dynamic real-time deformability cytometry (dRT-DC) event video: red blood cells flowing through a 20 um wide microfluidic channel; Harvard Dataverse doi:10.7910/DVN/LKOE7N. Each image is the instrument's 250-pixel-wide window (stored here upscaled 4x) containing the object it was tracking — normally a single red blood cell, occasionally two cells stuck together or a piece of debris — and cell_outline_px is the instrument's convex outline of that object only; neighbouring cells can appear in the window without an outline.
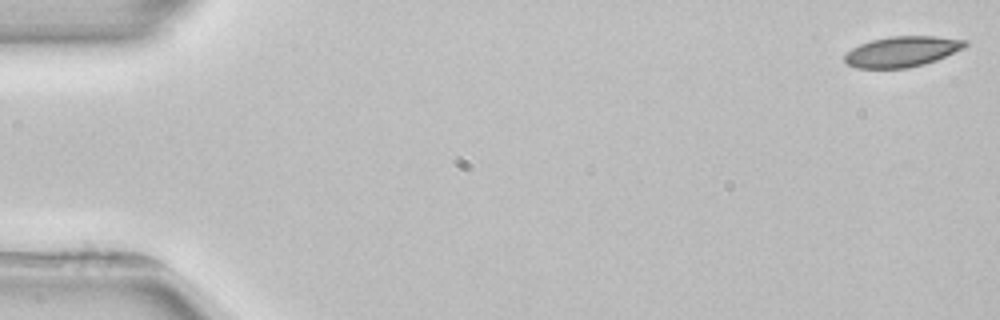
{"species": "common noctule bat (a hibernating species)", "species_latin": "Nyctalus noctula", "temperature_condition": "room temperature", "stored_images_in_passage": 4, "camera_frame_rate_fps": 3000, "um_per_image_px": 0.085, "animal": {"sex": "female", "body_mass_g": 22.7, "forearm_length_mm": 54.2}, "frame": {"image": 1, "passage_image": 1, "time_ms": 0.0, "image_size_px": [1000, 320], "cell_outline_px": [[968, 44], [964, 48], [936, 60], [924, 64], [908, 68], [856, 68], [848, 64], [844, 60], [844, 56], [852, 48], [860, 44], [872, 40], [892, 36], [936, 36], [968, 40]], "centroid_in_image_um": [76.7, 4.38], "position_along_channel_um": 8.3, "area_um2": 21.39}}
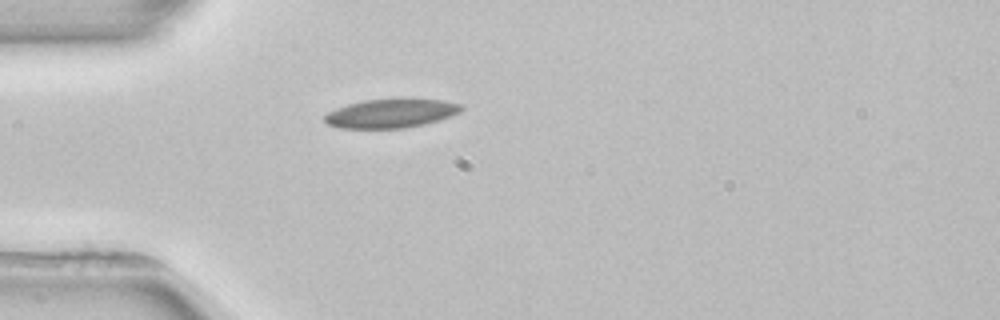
{"frame": {"image": 2, "passage_image": 4, "time_ms": 4.667, "image_size_px": [1000, 320], "cell_outline_px": [[464, 108], [460, 112], [452, 116], [424, 124], [404, 128], [336, 128], [328, 124], [324, 120], [324, 116], [328, 112], [336, 108], [348, 104], [364, 100], [400, 96], [444, 100], [460, 104]], "centroid_in_image_um": [33.26, 9.59], "position_along_channel_um": 51.7, "area_um2": 23.81}}